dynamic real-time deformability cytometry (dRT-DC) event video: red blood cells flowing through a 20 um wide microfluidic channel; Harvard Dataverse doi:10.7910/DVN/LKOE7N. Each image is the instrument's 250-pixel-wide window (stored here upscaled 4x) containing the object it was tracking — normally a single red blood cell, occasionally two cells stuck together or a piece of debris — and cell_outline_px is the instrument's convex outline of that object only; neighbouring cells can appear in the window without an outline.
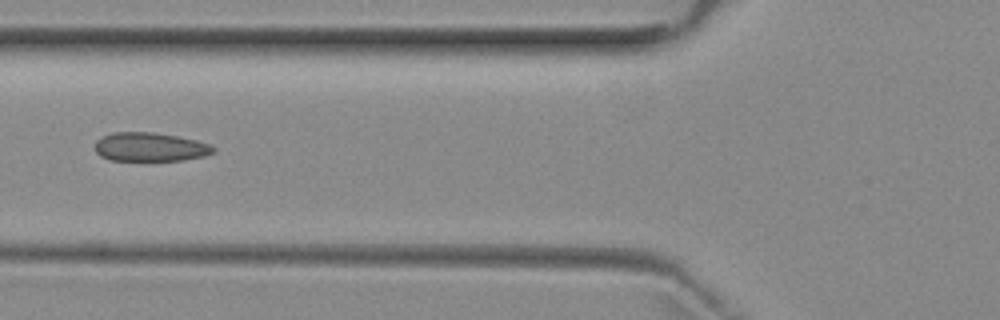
{"species": "common noctule bat (a hibernating species)", "species_latin": "Nyctalus noctula", "temperature_condition": "room temperature", "stored_images_in_passage": 6, "camera_frame_rate_fps": 3000, "um_per_image_px": 0.085, "animal": {"sex": "female", "body_mass_g": 29.2, "forearm_length_mm": 56.3}, "frame": {"image": 1, "passage_image": 6, "time_ms": 5.667, "image_size_px": [1000, 320], "cell_outline_px": [[216, 152], [204, 156], [184, 160], [108, 160], [100, 156], [96, 152], [96, 140], [112, 132], [152, 132], [176, 136], [196, 140], [208, 144], [216, 148]], "centroid_in_image_um": [12.76, 12.49], "position_along_channel_um": 113.0, "area_um2": 19.83}}